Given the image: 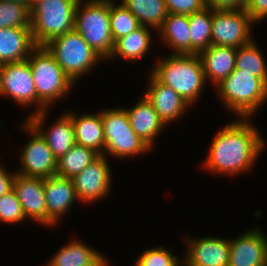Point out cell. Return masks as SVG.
<instances>
[{
	"instance_id": "cell-1",
	"label": "cell",
	"mask_w": 267,
	"mask_h": 266,
	"mask_svg": "<svg viewBox=\"0 0 267 266\" xmlns=\"http://www.w3.org/2000/svg\"><path fill=\"white\" fill-rule=\"evenodd\" d=\"M251 120L235 119L220 128L212 139L202 167L210 174L226 177L249 172L266 149L265 137Z\"/></svg>"
},
{
	"instance_id": "cell-2",
	"label": "cell",
	"mask_w": 267,
	"mask_h": 266,
	"mask_svg": "<svg viewBox=\"0 0 267 266\" xmlns=\"http://www.w3.org/2000/svg\"><path fill=\"white\" fill-rule=\"evenodd\" d=\"M167 56L155 61L150 72L194 107L207 86L199 55L169 53Z\"/></svg>"
},
{
	"instance_id": "cell-3",
	"label": "cell",
	"mask_w": 267,
	"mask_h": 266,
	"mask_svg": "<svg viewBox=\"0 0 267 266\" xmlns=\"http://www.w3.org/2000/svg\"><path fill=\"white\" fill-rule=\"evenodd\" d=\"M215 87L222 106L237 118H253L267 103V84L261 78L239 69H234Z\"/></svg>"
},
{
	"instance_id": "cell-4",
	"label": "cell",
	"mask_w": 267,
	"mask_h": 266,
	"mask_svg": "<svg viewBox=\"0 0 267 266\" xmlns=\"http://www.w3.org/2000/svg\"><path fill=\"white\" fill-rule=\"evenodd\" d=\"M37 94V113L64 100L76 85L45 46H36L28 57ZM73 88V89H72Z\"/></svg>"
},
{
	"instance_id": "cell-5",
	"label": "cell",
	"mask_w": 267,
	"mask_h": 266,
	"mask_svg": "<svg viewBox=\"0 0 267 266\" xmlns=\"http://www.w3.org/2000/svg\"><path fill=\"white\" fill-rule=\"evenodd\" d=\"M74 29L107 62L114 49L110 30V0H79Z\"/></svg>"
},
{
	"instance_id": "cell-6",
	"label": "cell",
	"mask_w": 267,
	"mask_h": 266,
	"mask_svg": "<svg viewBox=\"0 0 267 266\" xmlns=\"http://www.w3.org/2000/svg\"><path fill=\"white\" fill-rule=\"evenodd\" d=\"M44 46L76 85L100 62H104L75 29L53 38Z\"/></svg>"
},
{
	"instance_id": "cell-7",
	"label": "cell",
	"mask_w": 267,
	"mask_h": 266,
	"mask_svg": "<svg viewBox=\"0 0 267 266\" xmlns=\"http://www.w3.org/2000/svg\"><path fill=\"white\" fill-rule=\"evenodd\" d=\"M106 157L125 160L147 154L152 149L131 128L128 114L123 107L101 110Z\"/></svg>"
},
{
	"instance_id": "cell-8",
	"label": "cell",
	"mask_w": 267,
	"mask_h": 266,
	"mask_svg": "<svg viewBox=\"0 0 267 266\" xmlns=\"http://www.w3.org/2000/svg\"><path fill=\"white\" fill-rule=\"evenodd\" d=\"M79 0H44L31 9V32L36 46L74 29Z\"/></svg>"
},
{
	"instance_id": "cell-9",
	"label": "cell",
	"mask_w": 267,
	"mask_h": 266,
	"mask_svg": "<svg viewBox=\"0 0 267 266\" xmlns=\"http://www.w3.org/2000/svg\"><path fill=\"white\" fill-rule=\"evenodd\" d=\"M253 26L255 23L244 9L212 8L211 45L234 48L247 45L255 38Z\"/></svg>"
},
{
	"instance_id": "cell-10",
	"label": "cell",
	"mask_w": 267,
	"mask_h": 266,
	"mask_svg": "<svg viewBox=\"0 0 267 266\" xmlns=\"http://www.w3.org/2000/svg\"><path fill=\"white\" fill-rule=\"evenodd\" d=\"M21 129L29 136L24 144L19 160L21 165L16 173L28 177L48 178L56 175L57 159L41 134L25 119Z\"/></svg>"
},
{
	"instance_id": "cell-11",
	"label": "cell",
	"mask_w": 267,
	"mask_h": 266,
	"mask_svg": "<svg viewBox=\"0 0 267 266\" xmlns=\"http://www.w3.org/2000/svg\"><path fill=\"white\" fill-rule=\"evenodd\" d=\"M0 96L9 97L23 108L37 113V94L28 60L0 65ZM36 106V107H35Z\"/></svg>"
},
{
	"instance_id": "cell-12",
	"label": "cell",
	"mask_w": 267,
	"mask_h": 266,
	"mask_svg": "<svg viewBox=\"0 0 267 266\" xmlns=\"http://www.w3.org/2000/svg\"><path fill=\"white\" fill-rule=\"evenodd\" d=\"M108 159L106 156L100 155L72 178L79 202L90 205L109 196L113 176Z\"/></svg>"
},
{
	"instance_id": "cell-13",
	"label": "cell",
	"mask_w": 267,
	"mask_h": 266,
	"mask_svg": "<svg viewBox=\"0 0 267 266\" xmlns=\"http://www.w3.org/2000/svg\"><path fill=\"white\" fill-rule=\"evenodd\" d=\"M187 249L181 258L183 266H228L230 259L229 238L214 236H182Z\"/></svg>"
},
{
	"instance_id": "cell-14",
	"label": "cell",
	"mask_w": 267,
	"mask_h": 266,
	"mask_svg": "<svg viewBox=\"0 0 267 266\" xmlns=\"http://www.w3.org/2000/svg\"><path fill=\"white\" fill-rule=\"evenodd\" d=\"M49 109L25 118L46 140L56 159L65 155L75 144V133L70 115L65 112L46 126ZM48 128V129H47Z\"/></svg>"
},
{
	"instance_id": "cell-15",
	"label": "cell",
	"mask_w": 267,
	"mask_h": 266,
	"mask_svg": "<svg viewBox=\"0 0 267 266\" xmlns=\"http://www.w3.org/2000/svg\"><path fill=\"white\" fill-rule=\"evenodd\" d=\"M44 195L47 209V227L60 225L79 199L70 178L54 175L44 178ZM66 214V215H65Z\"/></svg>"
},
{
	"instance_id": "cell-16",
	"label": "cell",
	"mask_w": 267,
	"mask_h": 266,
	"mask_svg": "<svg viewBox=\"0 0 267 266\" xmlns=\"http://www.w3.org/2000/svg\"><path fill=\"white\" fill-rule=\"evenodd\" d=\"M145 98L153 105L165 126L183 118L191 106L172 88L161 83L151 72L148 74Z\"/></svg>"
},
{
	"instance_id": "cell-17",
	"label": "cell",
	"mask_w": 267,
	"mask_h": 266,
	"mask_svg": "<svg viewBox=\"0 0 267 266\" xmlns=\"http://www.w3.org/2000/svg\"><path fill=\"white\" fill-rule=\"evenodd\" d=\"M229 242L228 266H267V236L259 227L248 229Z\"/></svg>"
},
{
	"instance_id": "cell-18",
	"label": "cell",
	"mask_w": 267,
	"mask_h": 266,
	"mask_svg": "<svg viewBox=\"0 0 267 266\" xmlns=\"http://www.w3.org/2000/svg\"><path fill=\"white\" fill-rule=\"evenodd\" d=\"M13 190L21 203L27 220L47 227V209L44 195V179L15 175Z\"/></svg>"
},
{
	"instance_id": "cell-19",
	"label": "cell",
	"mask_w": 267,
	"mask_h": 266,
	"mask_svg": "<svg viewBox=\"0 0 267 266\" xmlns=\"http://www.w3.org/2000/svg\"><path fill=\"white\" fill-rule=\"evenodd\" d=\"M129 117L131 128L152 149L166 126L160 120L153 105L143 95L132 107H123Z\"/></svg>"
},
{
	"instance_id": "cell-20",
	"label": "cell",
	"mask_w": 267,
	"mask_h": 266,
	"mask_svg": "<svg viewBox=\"0 0 267 266\" xmlns=\"http://www.w3.org/2000/svg\"><path fill=\"white\" fill-rule=\"evenodd\" d=\"M110 261L89 244L78 239L69 240L45 266H108Z\"/></svg>"
},
{
	"instance_id": "cell-21",
	"label": "cell",
	"mask_w": 267,
	"mask_h": 266,
	"mask_svg": "<svg viewBox=\"0 0 267 266\" xmlns=\"http://www.w3.org/2000/svg\"><path fill=\"white\" fill-rule=\"evenodd\" d=\"M236 50L234 47L210 45L198 55L203 65L206 81L214 87L227 78L235 69Z\"/></svg>"
},
{
	"instance_id": "cell-22",
	"label": "cell",
	"mask_w": 267,
	"mask_h": 266,
	"mask_svg": "<svg viewBox=\"0 0 267 266\" xmlns=\"http://www.w3.org/2000/svg\"><path fill=\"white\" fill-rule=\"evenodd\" d=\"M73 122L76 144L90 148L99 155H104L105 139L101 110L97 113L77 114L66 111Z\"/></svg>"
},
{
	"instance_id": "cell-23",
	"label": "cell",
	"mask_w": 267,
	"mask_h": 266,
	"mask_svg": "<svg viewBox=\"0 0 267 266\" xmlns=\"http://www.w3.org/2000/svg\"><path fill=\"white\" fill-rule=\"evenodd\" d=\"M35 47L31 28L0 29V65L27 60Z\"/></svg>"
},
{
	"instance_id": "cell-24",
	"label": "cell",
	"mask_w": 267,
	"mask_h": 266,
	"mask_svg": "<svg viewBox=\"0 0 267 266\" xmlns=\"http://www.w3.org/2000/svg\"><path fill=\"white\" fill-rule=\"evenodd\" d=\"M157 33L172 54H191L189 15L168 13Z\"/></svg>"
},
{
	"instance_id": "cell-25",
	"label": "cell",
	"mask_w": 267,
	"mask_h": 266,
	"mask_svg": "<svg viewBox=\"0 0 267 266\" xmlns=\"http://www.w3.org/2000/svg\"><path fill=\"white\" fill-rule=\"evenodd\" d=\"M153 28L140 26L138 29L130 32L128 35L120 37L114 42V49L109 60L121 57L124 61L138 62L142 60L150 51L154 34L151 33ZM138 60V61H136Z\"/></svg>"
},
{
	"instance_id": "cell-26",
	"label": "cell",
	"mask_w": 267,
	"mask_h": 266,
	"mask_svg": "<svg viewBox=\"0 0 267 266\" xmlns=\"http://www.w3.org/2000/svg\"><path fill=\"white\" fill-rule=\"evenodd\" d=\"M120 3L138 19L141 26L153 28L156 33L168 15L164 0H121Z\"/></svg>"
},
{
	"instance_id": "cell-27",
	"label": "cell",
	"mask_w": 267,
	"mask_h": 266,
	"mask_svg": "<svg viewBox=\"0 0 267 266\" xmlns=\"http://www.w3.org/2000/svg\"><path fill=\"white\" fill-rule=\"evenodd\" d=\"M99 156L94 150L75 144L65 155L57 159L56 175L72 179Z\"/></svg>"
},
{
	"instance_id": "cell-28",
	"label": "cell",
	"mask_w": 267,
	"mask_h": 266,
	"mask_svg": "<svg viewBox=\"0 0 267 266\" xmlns=\"http://www.w3.org/2000/svg\"><path fill=\"white\" fill-rule=\"evenodd\" d=\"M267 60L255 39L236 50L235 69L261 78L267 84Z\"/></svg>"
},
{
	"instance_id": "cell-29",
	"label": "cell",
	"mask_w": 267,
	"mask_h": 266,
	"mask_svg": "<svg viewBox=\"0 0 267 266\" xmlns=\"http://www.w3.org/2000/svg\"><path fill=\"white\" fill-rule=\"evenodd\" d=\"M191 54H199L211 45L212 8L207 6L189 15Z\"/></svg>"
},
{
	"instance_id": "cell-30",
	"label": "cell",
	"mask_w": 267,
	"mask_h": 266,
	"mask_svg": "<svg viewBox=\"0 0 267 266\" xmlns=\"http://www.w3.org/2000/svg\"><path fill=\"white\" fill-rule=\"evenodd\" d=\"M30 26L31 9L25 3L0 0V29Z\"/></svg>"
},
{
	"instance_id": "cell-31",
	"label": "cell",
	"mask_w": 267,
	"mask_h": 266,
	"mask_svg": "<svg viewBox=\"0 0 267 266\" xmlns=\"http://www.w3.org/2000/svg\"><path fill=\"white\" fill-rule=\"evenodd\" d=\"M140 26L138 19L124 5L110 0V30L114 42Z\"/></svg>"
},
{
	"instance_id": "cell-32",
	"label": "cell",
	"mask_w": 267,
	"mask_h": 266,
	"mask_svg": "<svg viewBox=\"0 0 267 266\" xmlns=\"http://www.w3.org/2000/svg\"><path fill=\"white\" fill-rule=\"evenodd\" d=\"M134 266H183V259L161 245L145 249L136 258Z\"/></svg>"
},
{
	"instance_id": "cell-33",
	"label": "cell",
	"mask_w": 267,
	"mask_h": 266,
	"mask_svg": "<svg viewBox=\"0 0 267 266\" xmlns=\"http://www.w3.org/2000/svg\"><path fill=\"white\" fill-rule=\"evenodd\" d=\"M26 221L21 203L14 190L0 197V223L14 224Z\"/></svg>"
},
{
	"instance_id": "cell-34",
	"label": "cell",
	"mask_w": 267,
	"mask_h": 266,
	"mask_svg": "<svg viewBox=\"0 0 267 266\" xmlns=\"http://www.w3.org/2000/svg\"><path fill=\"white\" fill-rule=\"evenodd\" d=\"M168 13L191 15L207 7L206 0H164Z\"/></svg>"
},
{
	"instance_id": "cell-35",
	"label": "cell",
	"mask_w": 267,
	"mask_h": 266,
	"mask_svg": "<svg viewBox=\"0 0 267 266\" xmlns=\"http://www.w3.org/2000/svg\"><path fill=\"white\" fill-rule=\"evenodd\" d=\"M244 10L257 24L267 18V0H247Z\"/></svg>"
},
{
	"instance_id": "cell-36",
	"label": "cell",
	"mask_w": 267,
	"mask_h": 266,
	"mask_svg": "<svg viewBox=\"0 0 267 266\" xmlns=\"http://www.w3.org/2000/svg\"><path fill=\"white\" fill-rule=\"evenodd\" d=\"M5 167L0 162V197L13 190V182L16 175L15 171H8Z\"/></svg>"
},
{
	"instance_id": "cell-37",
	"label": "cell",
	"mask_w": 267,
	"mask_h": 266,
	"mask_svg": "<svg viewBox=\"0 0 267 266\" xmlns=\"http://www.w3.org/2000/svg\"><path fill=\"white\" fill-rule=\"evenodd\" d=\"M247 0H206L207 6L213 9H244Z\"/></svg>"
},
{
	"instance_id": "cell-38",
	"label": "cell",
	"mask_w": 267,
	"mask_h": 266,
	"mask_svg": "<svg viewBox=\"0 0 267 266\" xmlns=\"http://www.w3.org/2000/svg\"><path fill=\"white\" fill-rule=\"evenodd\" d=\"M40 1H44V0H25V4L32 9L33 7H35Z\"/></svg>"
},
{
	"instance_id": "cell-39",
	"label": "cell",
	"mask_w": 267,
	"mask_h": 266,
	"mask_svg": "<svg viewBox=\"0 0 267 266\" xmlns=\"http://www.w3.org/2000/svg\"><path fill=\"white\" fill-rule=\"evenodd\" d=\"M5 1H13V2H21V3H25V0H5Z\"/></svg>"
}]
</instances>
